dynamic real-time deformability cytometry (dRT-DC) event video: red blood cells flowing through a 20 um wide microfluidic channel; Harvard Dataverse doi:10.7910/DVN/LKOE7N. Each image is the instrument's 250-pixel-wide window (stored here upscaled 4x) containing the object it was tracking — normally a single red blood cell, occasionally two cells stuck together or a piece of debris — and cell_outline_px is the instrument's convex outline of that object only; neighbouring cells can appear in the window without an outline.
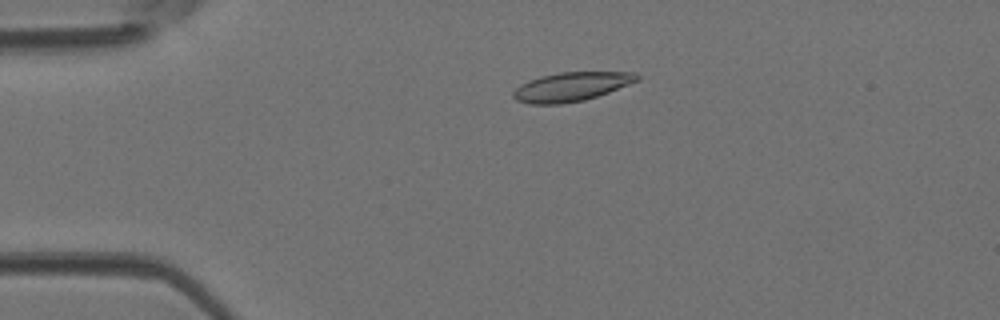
{"species": "Egyptian fruit bat (a non-hibernating species)", "species_latin": "Rousettus aegyptiacus", "temperature_condition": "room temperature", "stored_images_in_passage": 39, "camera_frame_rate_fps": 3000, "um_per_image_px": 0.085, "animal": {"sex": "female"}, "frame": {"image": 1, "passage_image": 10, "time_ms": 3.0, "image_size_px": [1000, 320], "cell_outline_px": [[640, 80], [608, 92], [584, 100], [560, 104], [528, 104], [516, 100], [512, 96], [512, 92], [520, 84], [528, 80], [540, 76], [560, 72], [636, 72], [640, 76]], "centroid_in_image_um": [48.54, 7.36], "position_along_channel_um": 36.5, "area_um2": 20.98}}
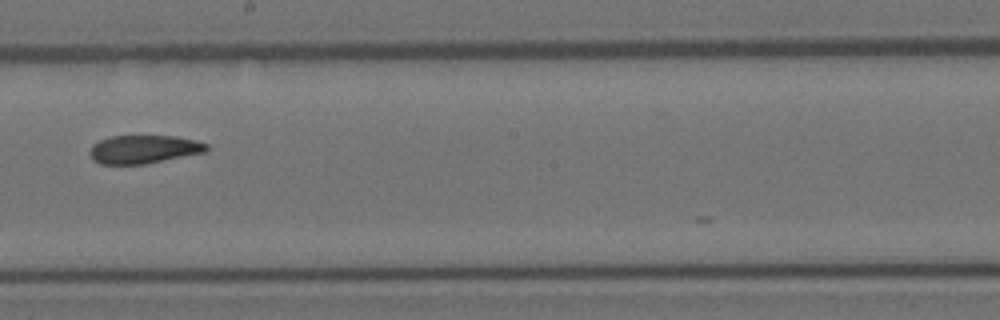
{"frame": {"image": 2, "passage_image": 26, "time_ms": 8.333, "image_size_px": [1000, 320], "cell_outline_px": [[208, 152], [144, 164], [100, 164], [92, 160], [88, 152], [92, 144], [100, 140], [112, 136], [176, 136], [196, 140], [208, 144]], "centroid_in_image_um": [12.22, 12.69], "position_along_channel_um": 236.0, "area_um2": 19.48}}
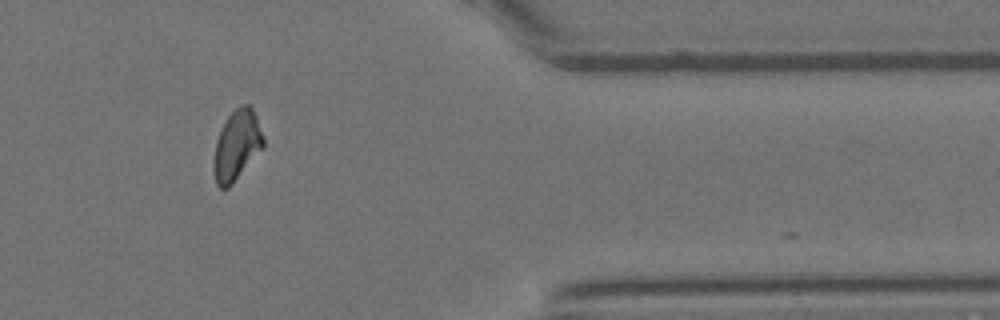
{"frame": {"image": 3, "passage_image": 38, "time_ms": 12.333, "image_size_px": [1000, 320], "cell_outline_px": [[264, 144], [232, 184], [228, 188], [220, 188], [216, 184], [212, 168], [212, 164], [216, 140], [228, 116], [236, 108], [244, 104], [248, 104], [252, 108], [256, 116], [264, 140]], "centroid_in_image_um": [20.08, 12.37], "position_along_channel_um": 391.3, "area_um2": 19.83}}